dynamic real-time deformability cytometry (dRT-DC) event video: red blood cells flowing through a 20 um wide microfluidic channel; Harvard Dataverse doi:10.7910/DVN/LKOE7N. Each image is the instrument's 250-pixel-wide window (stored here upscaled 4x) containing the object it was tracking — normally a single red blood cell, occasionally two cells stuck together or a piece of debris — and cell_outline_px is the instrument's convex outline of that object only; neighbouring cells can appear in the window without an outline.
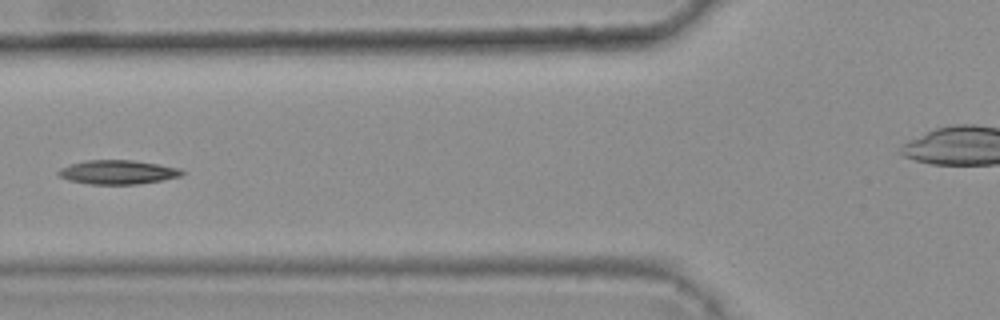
{"species": "common noctule bat (a hibernating species)", "species_latin": "Nyctalus noctula", "temperature_condition": "warm", "stored_images_in_passage": 5, "camera_frame_rate_fps": 3000, "um_per_image_px": 0.085, "animal": {"sex": "female", "body_mass_g": 25.1}, "frame": {"image": 1, "passage_image": 4, "time_ms": 1.0, "image_size_px": [1000, 320], "cell_outline_px": [[184, 172], [180, 176], [160, 180], [136, 184], [88, 184], [68, 180], [60, 176], [56, 172], [60, 168], [72, 164], [88, 160], [132, 160], [180, 168]], "centroid_in_image_um": [9.97, 14.63], "position_along_channel_um": 115.8, "area_um2": 17.05}}
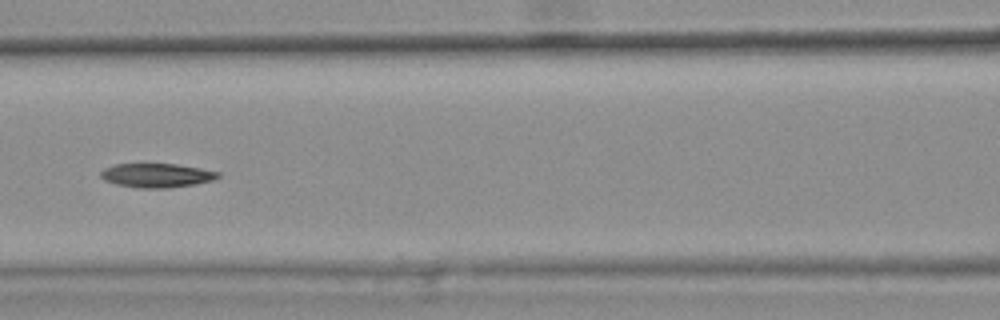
{"frame": {"image": 2, "passage_image": 5, "time_ms": 1.333, "image_size_px": [1000, 320], "cell_outline_px": [[220, 176], [212, 180], [196, 184], [168, 188], [140, 188], [116, 184], [104, 180], [100, 176], [100, 172], [104, 168], [116, 164], [176, 164], [200, 168], [220, 172]], "centroid_in_image_um": [13.31, 14.91], "position_along_channel_um": 153.3, "area_um2": 16.42}}